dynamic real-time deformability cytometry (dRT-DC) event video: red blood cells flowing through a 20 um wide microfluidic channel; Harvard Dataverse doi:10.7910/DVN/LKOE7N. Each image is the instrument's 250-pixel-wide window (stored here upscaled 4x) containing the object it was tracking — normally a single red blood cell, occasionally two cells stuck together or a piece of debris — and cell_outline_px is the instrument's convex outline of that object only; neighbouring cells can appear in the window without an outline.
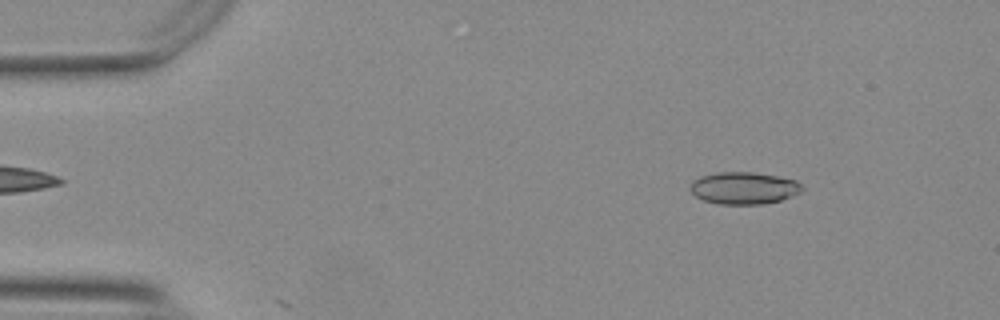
{"species": "Egyptian fruit bat (a non-hibernating species)", "species_latin": "Rousettus aegyptiacus", "temperature_condition": "warm", "stored_images_in_passage": 37, "camera_frame_rate_fps": 3000, "um_per_image_px": 0.085, "animal": {"sex": "female"}, "frame": {"image": 1, "passage_image": 7, "time_ms": 2.0, "image_size_px": [1000, 320], "cell_outline_px": [[804, 188], [800, 192], [792, 196], [780, 200], [764, 204], [720, 204], [704, 200], [696, 196], [688, 188], [692, 180], [700, 176], [720, 172], [752, 172], [776, 176], [796, 180]], "centroid_in_image_um": [63.21, 15.98], "position_along_channel_um": 21.8, "area_um2": 20.92}}
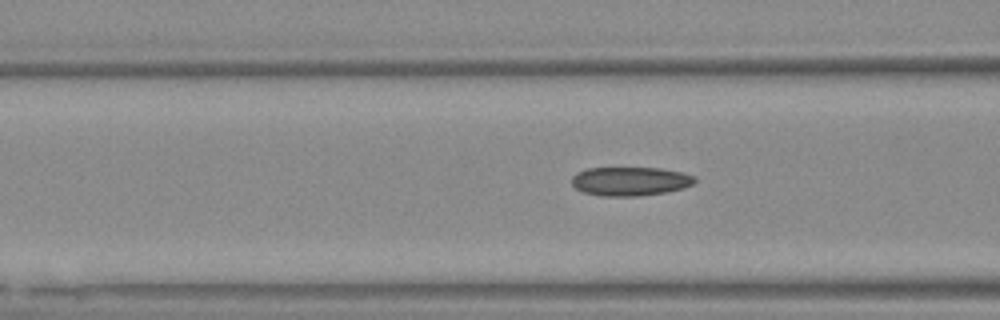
{"frame": {"image": 2, "passage_image": 21, "time_ms": 6.667, "image_size_px": [1000, 320], "cell_outline_px": [[696, 180], [692, 184], [684, 188], [668, 192], [636, 196], [604, 196], [584, 192], [576, 188], [572, 184], [572, 176], [576, 172], [588, 168], [660, 168], [680, 172], [696, 176]], "centroid_in_image_um": [53.57, 15.4], "position_along_channel_um": 113.0, "area_um2": 20.69}}
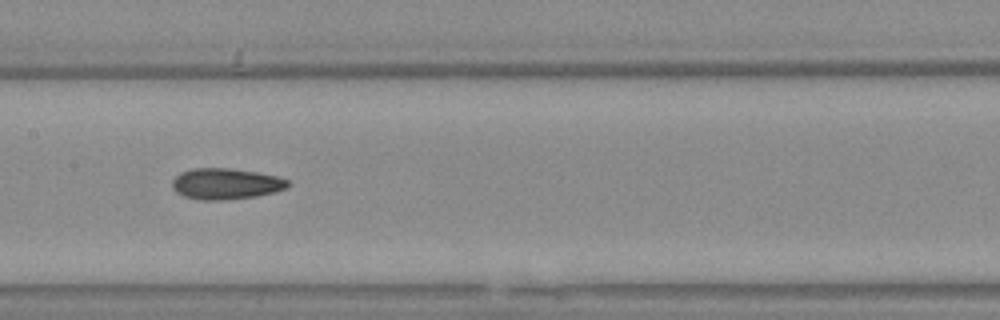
{"frame": {"image": 3, "passage_image": 27, "time_ms": 8.667, "image_size_px": [1000, 320], "cell_outline_px": [[288, 184], [284, 188], [272, 192], [256, 196], [224, 200], [200, 200], [184, 196], [176, 192], [172, 188], [172, 180], [180, 172], [192, 168], [228, 168], [256, 172], [276, 176], [288, 180]], "centroid_in_image_um": [19.12, 15.62], "position_along_channel_um": 188.3, "area_um2": 20.75}}